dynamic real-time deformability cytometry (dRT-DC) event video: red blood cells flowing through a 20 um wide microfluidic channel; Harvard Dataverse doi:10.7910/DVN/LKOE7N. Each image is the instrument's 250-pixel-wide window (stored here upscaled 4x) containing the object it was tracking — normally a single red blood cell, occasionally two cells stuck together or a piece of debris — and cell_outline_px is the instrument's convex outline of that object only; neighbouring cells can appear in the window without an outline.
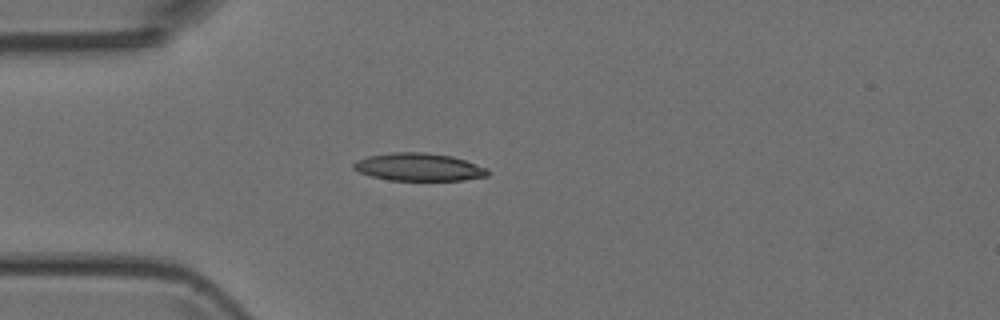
{"species": "Egyptian fruit bat (a non-hibernating species)", "species_latin": "Rousettus aegyptiacus", "temperature_condition": "room temperature", "stored_images_in_passage": 4, "camera_frame_rate_fps": 3000, "um_per_image_px": 0.085, "animal": {"sex": "female"}, "frame": {"image": 1, "passage_image": 4, "time_ms": 3.333, "image_size_px": [1000, 320], "cell_outline_px": [[488, 176], [464, 180], [388, 180], [372, 176], [360, 172], [352, 168], [352, 164], [356, 160], [368, 156], [392, 152], [424, 152], [452, 156], [488, 168]], "centroid_in_image_um": [35.59, 14.19], "position_along_channel_um": 49.4, "area_um2": 21.68}}